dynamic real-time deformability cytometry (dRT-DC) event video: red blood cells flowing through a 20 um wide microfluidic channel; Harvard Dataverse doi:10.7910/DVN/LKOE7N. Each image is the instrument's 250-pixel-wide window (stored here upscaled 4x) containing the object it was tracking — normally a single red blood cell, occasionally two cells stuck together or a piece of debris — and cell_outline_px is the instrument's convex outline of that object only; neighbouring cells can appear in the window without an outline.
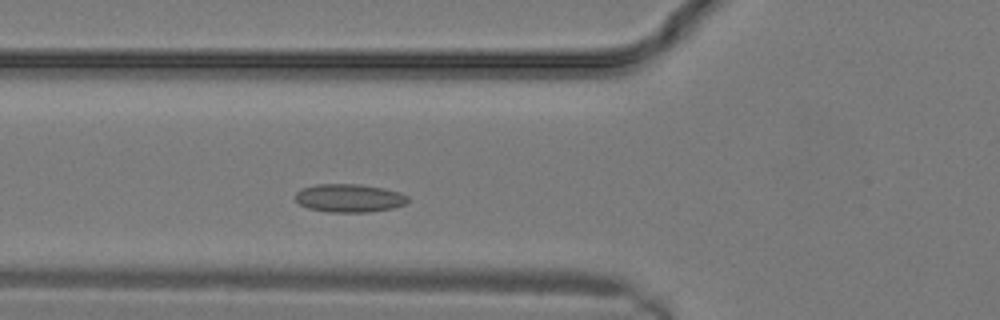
{"species": "common noctule bat (a hibernating species)", "species_latin": "Nyctalus noctula", "temperature_condition": "warm", "stored_images_in_passage": 4, "camera_frame_rate_fps": 3000, "um_per_image_px": 0.085, "animal": {"sex": "male", "body_mass_g": 19.2, "forearm_length_mm": 51.8}, "frame": {"image": 1, "passage_image": 4, "time_ms": 1.0, "image_size_px": [1000, 320], "cell_outline_px": [[408, 200], [404, 204], [392, 208], [368, 212], [328, 212], [308, 208], [300, 204], [296, 200], [296, 192], [304, 188], [316, 184], [360, 184], [384, 188], [400, 192], [408, 196]], "centroid_in_image_um": [29.69, 16.83], "position_along_channel_um": 96.1, "area_um2": 18.44}}